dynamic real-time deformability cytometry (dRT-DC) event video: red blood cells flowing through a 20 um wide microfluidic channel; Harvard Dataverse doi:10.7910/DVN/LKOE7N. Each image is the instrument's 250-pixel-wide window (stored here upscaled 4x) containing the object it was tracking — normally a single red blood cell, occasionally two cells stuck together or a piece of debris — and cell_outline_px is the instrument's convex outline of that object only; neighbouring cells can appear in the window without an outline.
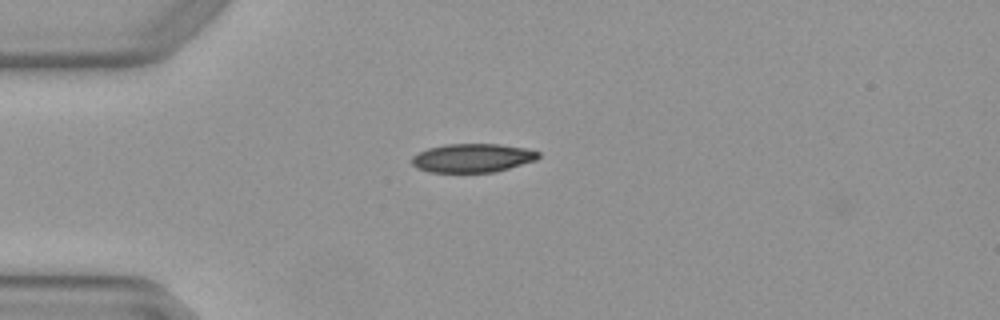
{"species": "Egyptian fruit bat (a non-hibernating species)", "species_latin": "Rousettus aegyptiacus", "temperature_condition": "warm", "stored_images_in_passage": 3, "camera_frame_rate_fps": 3000, "um_per_image_px": 0.085, "animal": {"sex": "female"}, "frame": {"image": 1, "passage_image": 1, "time_ms": 0.0, "image_size_px": [1000, 320], "cell_outline_px": [[540, 156], [536, 160], [496, 172], [428, 172], [416, 168], [412, 164], [412, 156], [428, 148], [444, 144], [500, 144], [528, 148], [540, 152]], "centroid_in_image_um": [40.18, 13.42], "position_along_channel_um": 44.8, "area_um2": 21.33}}
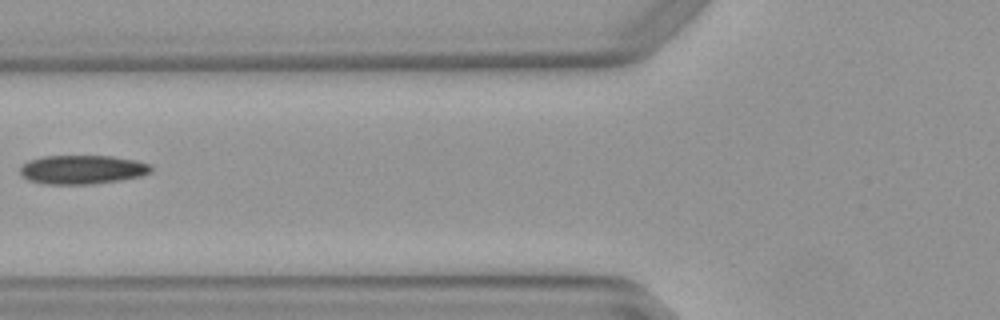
{"frame": {"image": 2, "passage_image": 3, "time_ms": 0.667, "image_size_px": [1000, 320], "cell_outline_px": [[152, 172], [140, 176], [120, 180], [92, 184], [44, 184], [28, 180], [20, 176], [20, 168], [28, 160], [44, 156], [112, 156], [136, 160], [152, 164]], "centroid_in_image_um": [7.0, 14.41], "position_along_channel_um": 118.8, "area_um2": 22.25}}